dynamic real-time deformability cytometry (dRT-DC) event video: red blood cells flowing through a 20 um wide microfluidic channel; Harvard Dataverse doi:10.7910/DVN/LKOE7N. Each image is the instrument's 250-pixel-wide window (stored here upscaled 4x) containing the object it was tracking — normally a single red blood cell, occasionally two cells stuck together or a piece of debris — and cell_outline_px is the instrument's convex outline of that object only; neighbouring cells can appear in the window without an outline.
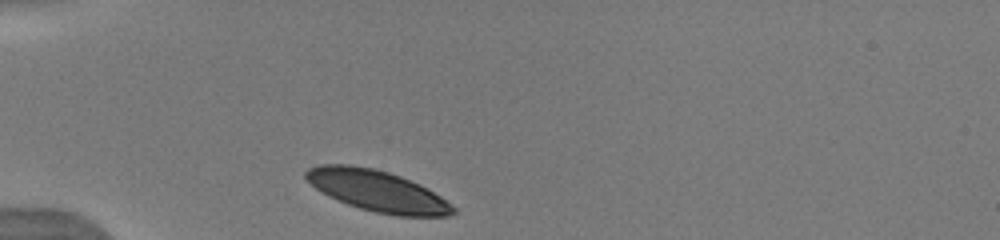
{"species": "human", "species_latin": "Homo sapiens", "temperature_condition": "warm", "stored_images_in_passage": 12, "camera_frame_rate_fps": 3000, "um_per_image_px": 0.085, "donor": {"sex": "male"}, "frame": {"image": 1, "passage_image": 1, "time_ms": 0.0, "image_size_px": [1000, 240], "cell_outline_px": [[456, 212], [448, 216], [396, 216], [376, 212], [360, 208], [348, 204], [328, 196], [316, 188], [304, 176], [304, 172], [308, 168], [320, 164], [348, 164], [372, 168], [388, 172], [400, 176], [420, 184], [440, 196], [456, 208]], "centroid_in_image_um": [32.07, 16.22], "position_along_channel_um": 52.9, "area_um2": 35.08}}
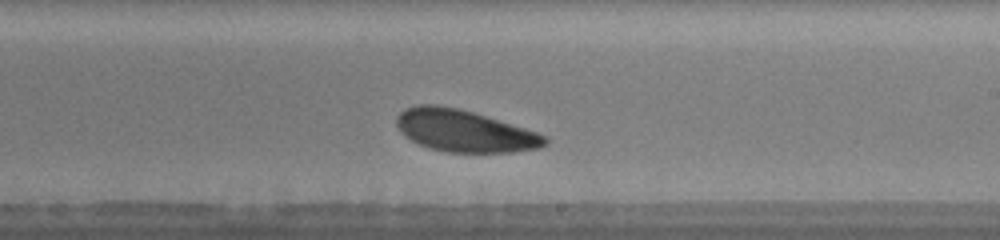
{"frame": {"image": 2, "passage_image": 10, "time_ms": 5.667, "image_size_px": [1000, 240], "cell_outline_px": [[548, 144], [540, 148], [512, 152], [448, 152], [428, 148], [404, 136], [400, 132], [396, 124], [396, 116], [404, 108], [416, 104], [436, 104], [460, 108], [524, 128], [536, 132], [544, 136], [548, 140]], "centroid_in_image_um": [39.42, 11.11], "position_along_channel_um": 249.6, "area_um2": 36.3}}